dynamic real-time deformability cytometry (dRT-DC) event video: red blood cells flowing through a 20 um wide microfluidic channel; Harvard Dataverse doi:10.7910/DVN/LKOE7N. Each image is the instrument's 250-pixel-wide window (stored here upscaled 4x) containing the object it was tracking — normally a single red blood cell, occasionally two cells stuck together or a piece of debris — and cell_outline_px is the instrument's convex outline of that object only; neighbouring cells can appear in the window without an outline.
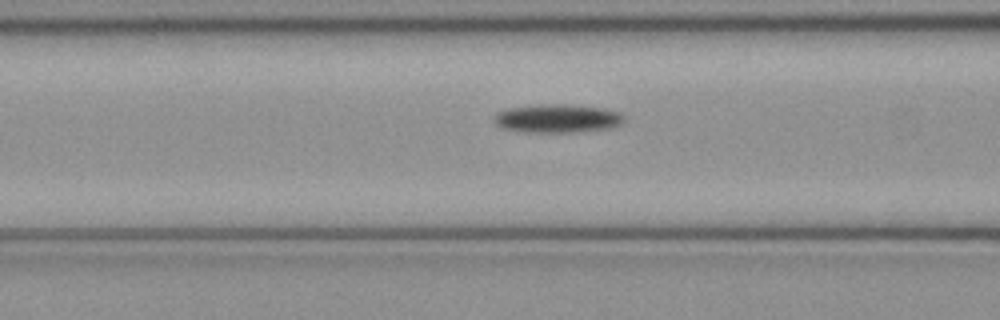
{"species": "common noctule bat (a hibernating species)", "species_latin": "Nyctalus noctula", "temperature_condition": "cold", "stored_images_in_passage": 46, "camera_frame_rate_fps": 3000, "um_per_image_px": 0.085, "animal": {"sex": "female", "body_mass_g": 21.9}, "frame": {"image": 1, "passage_image": 20, "time_ms": 6.333, "image_size_px": [1000, 320], "cell_outline_px": [[624, 120], [620, 124], [612, 128], [576, 132], [516, 132], [500, 128], [492, 120], [492, 116], [496, 112], [508, 108], [536, 104], [564, 104], [604, 108], [620, 112], [624, 116]], "centroid_in_image_um": [47.31, 10.07], "position_along_channel_um": 119.3, "area_um2": 22.08}}
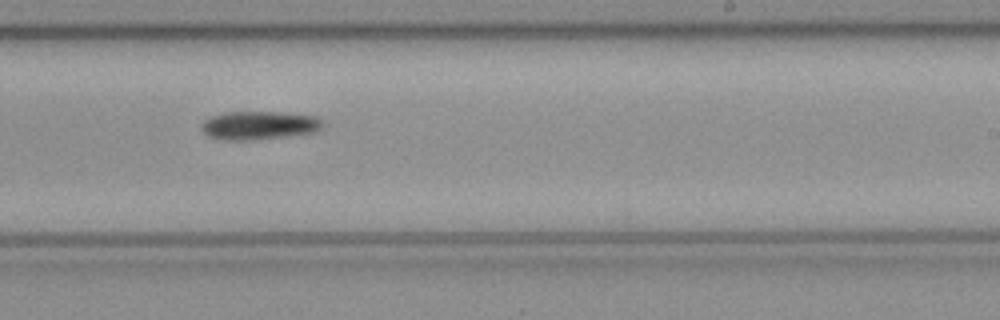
{"frame": {"image": 2, "passage_image": 31, "time_ms": 10.0, "image_size_px": [1000, 320], "cell_outline_px": [[324, 124], [316, 132], [288, 136], [252, 140], [216, 140], [208, 136], [200, 128], [200, 124], [204, 120], [212, 116], [224, 112], [280, 112], [316, 116], [324, 120]], "centroid_in_image_um": [22.01, 10.66], "position_along_channel_um": 267.0, "area_um2": 20.4}}
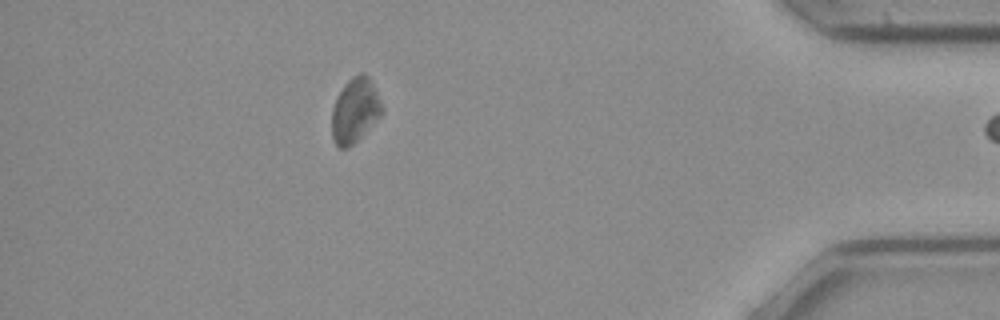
{"frame": {"image": 3, "passage_image": 45, "time_ms": 14.667, "image_size_px": [1000, 320], "cell_outline_px": [[384, 112], [348, 148], [340, 148], [332, 140], [332, 108], [344, 84], [352, 76], [360, 72], [364, 72], [368, 76], [384, 108]], "centroid_in_image_um": [30.16, 9.37], "position_along_channel_um": 405.0, "area_um2": 18.61}}